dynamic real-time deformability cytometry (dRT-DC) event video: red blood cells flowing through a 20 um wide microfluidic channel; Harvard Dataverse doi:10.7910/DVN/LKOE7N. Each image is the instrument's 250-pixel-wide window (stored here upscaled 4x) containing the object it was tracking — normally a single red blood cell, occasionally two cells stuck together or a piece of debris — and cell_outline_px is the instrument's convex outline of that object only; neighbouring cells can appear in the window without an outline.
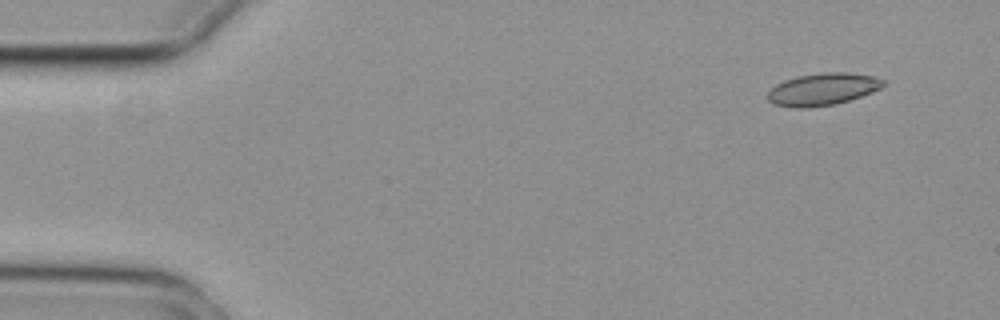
{"species": "common noctule bat (a hibernating species)", "species_latin": "Nyctalus noctula", "temperature_condition": "cold", "stored_images_in_passage": 5, "camera_frame_rate_fps": 3000, "um_per_image_px": 0.085, "animal": {"sex": "female", "body_mass_g": 29.2, "forearm_length_mm": 56.3}, "frame": {"image": 1, "passage_image": 1, "time_ms": 0.0, "image_size_px": [1000, 320], "cell_outline_px": [[884, 84], [880, 88], [872, 92], [836, 104], [808, 108], [792, 108], [776, 104], [768, 100], [768, 92], [776, 84], [784, 80], [796, 76], [820, 72], [848, 72], [872, 76], [884, 80]], "centroid_in_image_um": [69.9, 7.58], "position_along_channel_um": 15.1, "area_um2": 21.68}}
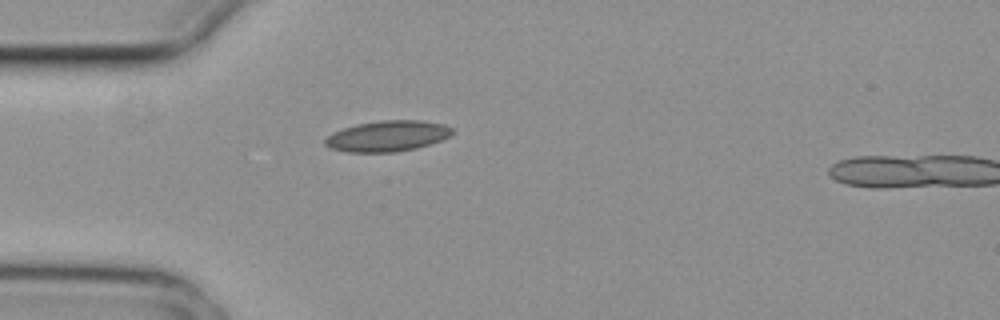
{"frame": {"image": 2, "passage_image": 4, "time_ms": 1.0, "image_size_px": [1000, 320], "cell_outline_px": [[452, 136], [416, 148], [396, 152], [348, 152], [328, 148], [324, 144], [324, 140], [332, 132], [356, 124], [380, 120], [420, 120], [444, 124], [452, 128]], "centroid_in_image_um": [32.91, 11.56], "position_along_channel_um": 52.1, "area_um2": 22.89}}